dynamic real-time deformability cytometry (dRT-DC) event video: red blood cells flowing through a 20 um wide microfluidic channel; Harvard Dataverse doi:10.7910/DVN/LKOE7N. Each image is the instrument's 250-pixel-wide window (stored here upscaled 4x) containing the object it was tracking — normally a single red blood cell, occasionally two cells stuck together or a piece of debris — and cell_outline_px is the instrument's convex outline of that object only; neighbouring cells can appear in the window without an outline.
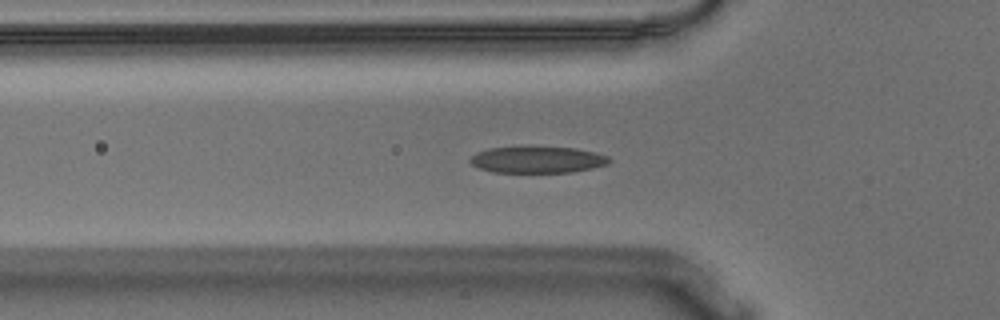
{"species": "Egyptian fruit bat (a non-hibernating species)", "species_latin": "Rousettus aegyptiacus", "temperature_condition": "warm", "stored_images_in_passage": 54, "camera_frame_rate_fps": 3000, "um_per_image_px": 0.085, "animal": {"sex": "male"}, "frame": {"image": 1, "passage_image": 17, "time_ms": 5.333, "image_size_px": [1000, 320], "cell_outline_px": [[612, 160], [608, 164], [592, 168], [572, 172], [492, 172], [480, 168], [472, 164], [468, 160], [476, 152], [488, 148], [576, 148], [596, 152], [608, 156]], "centroid_in_image_um": [45.71, 13.59], "position_along_channel_um": 80.1, "area_um2": 21.15}}
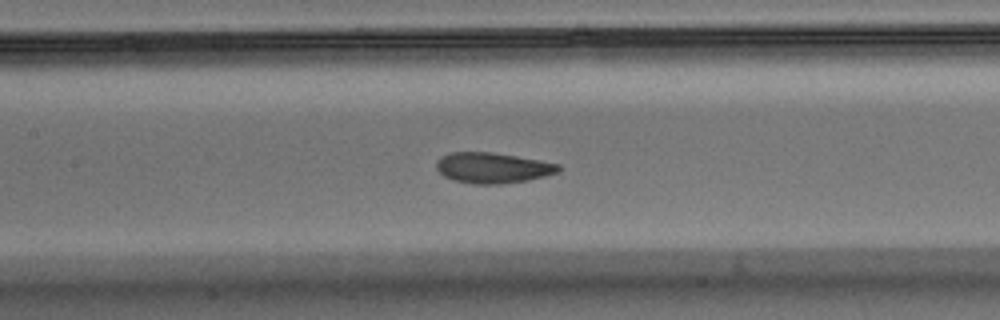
{"frame": {"image": 2, "passage_image": 24, "time_ms": 7.667, "image_size_px": [1000, 320], "cell_outline_px": [[560, 172], [528, 180], [500, 184], [472, 184], [452, 180], [444, 176], [436, 168], [436, 160], [440, 156], [448, 152], [492, 152], [540, 160], [560, 164]], "centroid_in_image_um": [41.85, 14.26], "position_along_channel_um": 165.6, "area_um2": 21.96}}
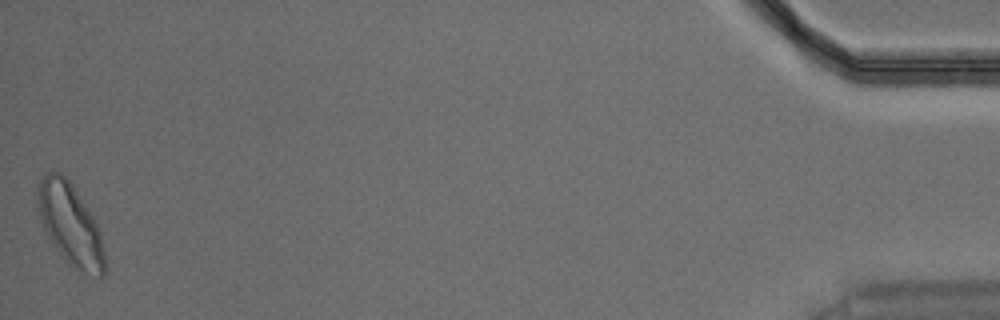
{"frame": {"image": 3, "passage_image": 54, "time_ms": 17.667, "image_size_px": [1000, 320], "cell_outline_px": [[104, 276], [100, 276], [84, 272], [68, 264], [56, 248], [48, 236], [40, 220], [36, 200], [36, 188], [40, 180], [48, 172], [60, 172], [72, 184], [92, 216], [100, 232], [104, 252]], "centroid_in_image_um": [5.94, 19.05], "position_along_channel_um": 429.3, "area_um2": 31.39}, "authors_computed_cell_mechanics": {"area_um2": 21.964, "velocity_mm_per_s": 3.608, "shape_relaxation_time_tau1_ms": 2.908, "shape_relaxation_time_tau2_ms": 1.4635, "deformation_change_tau1": 0.1473, "deformation_change_tau2": 0.0849}}